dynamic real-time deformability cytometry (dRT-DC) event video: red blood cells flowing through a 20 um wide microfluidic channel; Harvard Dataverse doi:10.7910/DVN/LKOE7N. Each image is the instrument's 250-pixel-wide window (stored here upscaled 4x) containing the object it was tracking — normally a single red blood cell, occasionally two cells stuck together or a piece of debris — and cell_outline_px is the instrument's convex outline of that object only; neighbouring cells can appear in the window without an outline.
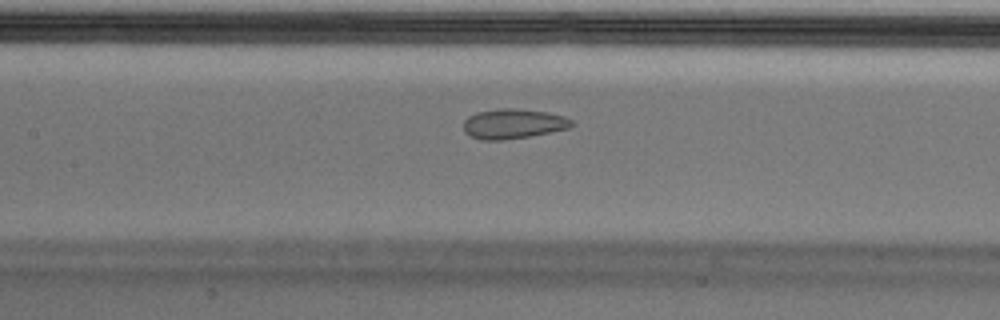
{"species": "Egyptian fruit bat (a non-hibernating species)", "species_latin": "Rousettus aegyptiacus", "temperature_condition": "cold", "stored_images_in_passage": 55, "camera_frame_rate_fps": 3000, "um_per_image_px": 0.085, "animal": {"sex": "male"}, "frame": {"image": 1, "passage_image": 25, "time_ms": 8.0, "image_size_px": [1000, 320], "cell_outline_px": [[572, 124], [568, 128], [552, 132], [504, 140], [480, 140], [464, 132], [464, 120], [468, 116], [476, 112], [500, 108], [516, 108], [548, 112], [564, 116], [572, 120]], "centroid_in_image_um": [43.6, 10.51], "position_along_channel_um": 163.8, "area_um2": 18.84}}
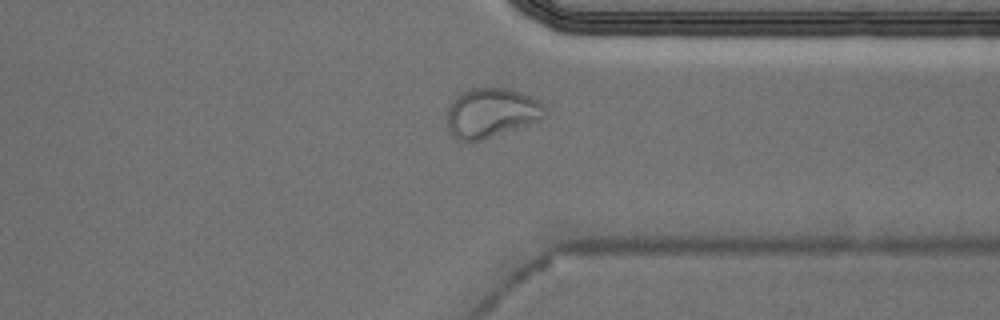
{"frame": {"image": 2, "passage_image": 42, "time_ms": 13.667, "image_size_px": [1000, 320], "cell_outline_px": [[548, 112], [540, 120], [476, 144], [460, 144], [448, 132], [448, 108], [452, 100], [460, 92], [468, 88], [512, 88], [532, 96], [540, 100], [544, 104]], "centroid_in_image_um": [41.75, 9.64], "position_along_channel_um": 369.7, "area_um2": 29.59}}
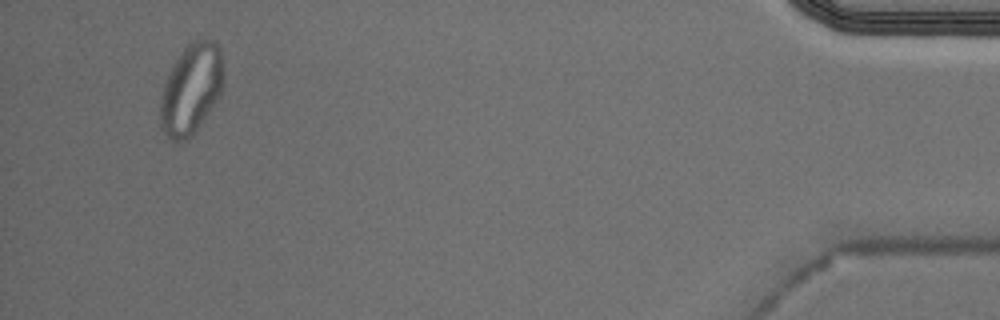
{"frame": {"image": 3, "passage_image": 52, "time_ms": 17.0, "image_size_px": [1000, 320], "cell_outline_px": [[224, 84], [220, 96], [196, 132], [188, 140], [172, 140], [160, 128], [160, 96], [168, 72], [172, 64], [184, 48], [192, 40], [204, 36], [212, 40], [220, 48], [224, 68]], "centroid_in_image_um": [16.27, 7.54], "position_along_channel_um": 418.9, "area_um2": 34.1}, "authors_computed_cell_mechanics": {"area_um2": 21.1548, "velocity_mm_per_s": 3.6565, "shape_relaxation_time_tau1_ms": null, "shape_relaxation_time_tau2_ms": 1.6075, "deformation_change_tau1": null, "deformation_change_tau2": 0.048}}